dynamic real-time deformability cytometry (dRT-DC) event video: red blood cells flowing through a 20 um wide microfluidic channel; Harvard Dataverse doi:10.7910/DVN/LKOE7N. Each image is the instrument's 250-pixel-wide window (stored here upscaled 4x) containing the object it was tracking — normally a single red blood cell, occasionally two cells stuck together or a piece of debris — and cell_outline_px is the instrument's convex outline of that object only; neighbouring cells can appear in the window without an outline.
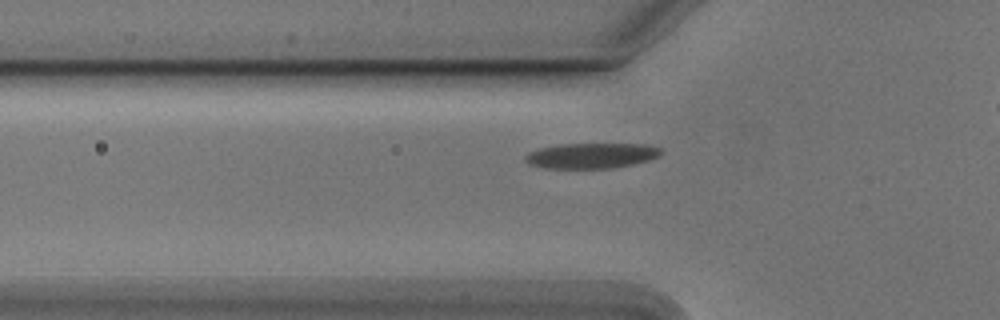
{"species": "Egyptian fruit bat (a non-hibernating species)", "species_latin": "Rousettus aegyptiacus", "temperature_condition": "cold", "stored_images_in_passage": 36, "camera_frame_rate_fps": 3000, "um_per_image_px": 0.085, "animal": {"sex": "male"}, "frame": {"image": 1, "passage_image": 7, "time_ms": 2.0, "image_size_px": [1000, 320], "cell_outline_px": [[660, 152], [656, 156], [648, 160], [632, 164], [612, 168], [544, 168], [528, 164], [524, 160], [524, 156], [528, 152], [540, 148], [560, 144], [644, 144], [660, 148]], "centroid_in_image_um": [50.18, 13.23], "position_along_channel_um": 75.6, "area_um2": 19.88}}
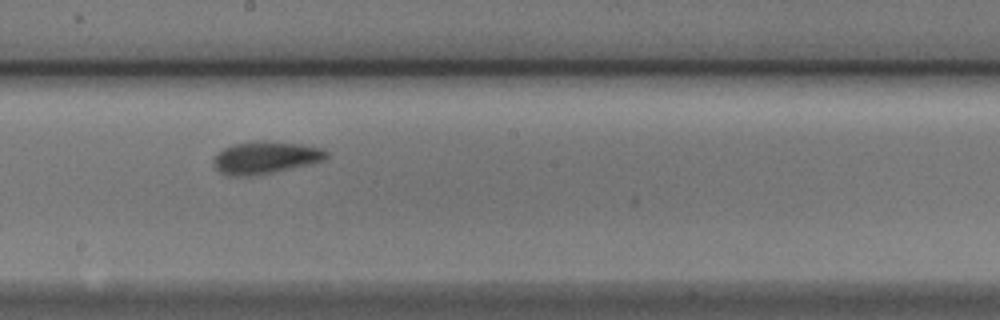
{"frame": {"image": 2, "passage_image": 19, "time_ms": 6.0, "image_size_px": [1000, 320], "cell_outline_px": [[328, 156], [324, 160], [312, 164], [272, 172], [248, 176], [228, 176], [220, 172], [212, 164], [212, 156], [216, 152], [232, 144], [252, 140], [260, 140], [300, 144], [320, 148], [328, 152]], "centroid_in_image_um": [22.5, 13.38], "position_along_channel_um": 225.7, "area_um2": 21.56}}
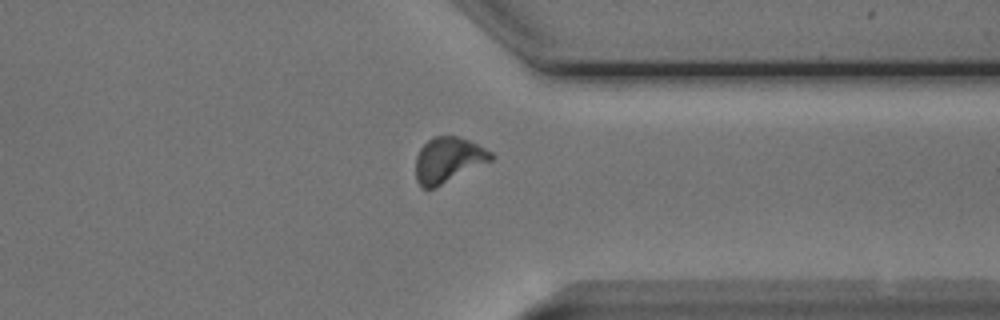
{"frame": {"image": 3, "passage_image": 31, "time_ms": 10.0, "image_size_px": [1000, 320], "cell_outline_px": [[496, 156], [492, 160], [436, 188], [420, 188], [416, 180], [416, 156], [420, 148], [432, 136], [456, 136], [468, 140], [492, 152]], "centroid_in_image_um": [38.08, 13.61], "position_along_channel_um": 373.3, "area_um2": 20.0}}